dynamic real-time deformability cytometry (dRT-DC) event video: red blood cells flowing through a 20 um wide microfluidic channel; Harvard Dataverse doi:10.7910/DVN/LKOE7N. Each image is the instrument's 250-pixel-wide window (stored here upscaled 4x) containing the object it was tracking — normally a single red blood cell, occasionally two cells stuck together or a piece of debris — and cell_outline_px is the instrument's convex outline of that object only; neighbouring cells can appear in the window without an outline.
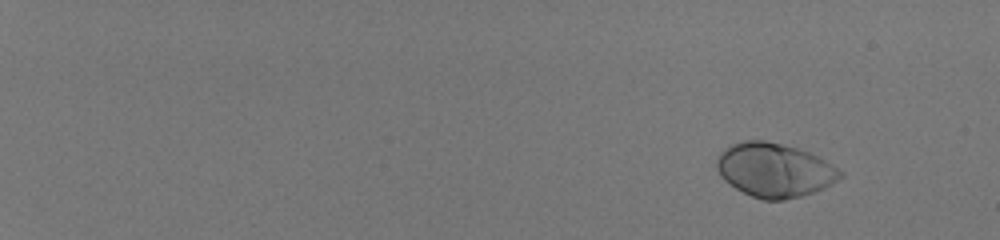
{"species": "human", "species_latin": "Homo sapiens", "temperature_condition": "room temperature", "stored_images_in_passage": 51, "camera_frame_rate_fps": 3000, "um_per_image_px": 0.085, "donor": {"sex": "male"}, "frame": {"image": 1, "passage_image": 1, "time_ms": 0.0, "image_size_px": [1000, 240], "cell_outline_px": [[844, 176], [832, 184], [824, 188], [800, 196], [784, 200], [764, 200], [752, 196], [736, 188], [724, 180], [720, 176], [716, 168], [716, 160], [720, 152], [732, 144], [744, 140], [764, 140], [796, 148], [808, 152], [824, 160], [844, 172]], "centroid_in_image_um": [65.82, 14.46], "position_along_channel_um": 19.2, "area_um2": 38.67}}
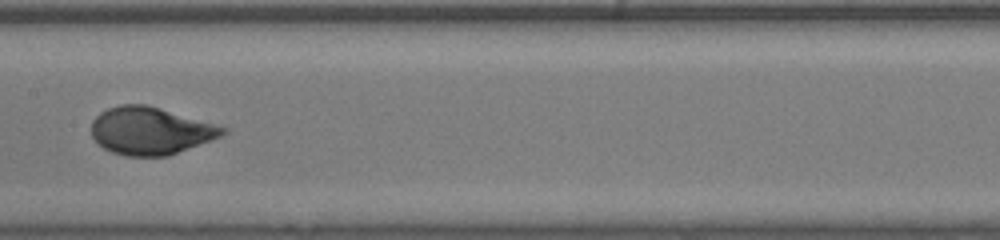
{"frame": {"image": 2, "passage_image": 30, "time_ms": 9.667, "image_size_px": [1000, 240], "cell_outline_px": [[228, 132], [220, 136], [168, 156], [124, 156], [112, 152], [104, 148], [92, 136], [92, 120], [100, 112], [108, 108], [120, 104], [144, 104], [160, 108], [228, 128]], "centroid_in_image_um": [12.76, 11.12], "position_along_channel_um": 194.6, "area_um2": 36.01}}
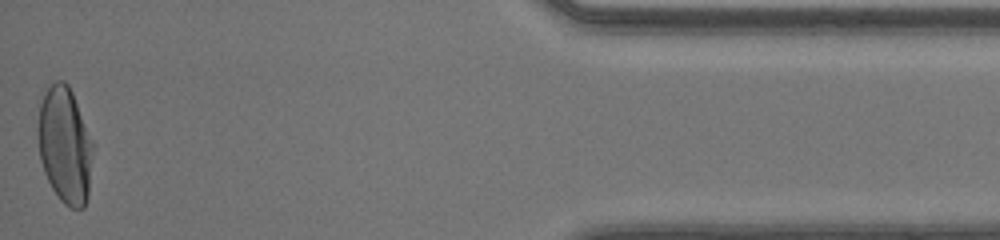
{"frame": {"image": 3, "passage_image": 51, "time_ms": 16.667, "image_size_px": [1000, 240], "cell_outline_px": [[92, 148], [88, 196], [84, 208], [72, 208], [64, 204], [60, 200], [52, 188], [44, 172], [40, 160], [36, 136], [36, 128], [40, 104], [44, 92], [56, 80], [64, 80], [68, 84], [72, 92], [92, 144]], "centroid_in_image_um": [5.46, 12.34], "position_along_channel_um": 429.7, "area_um2": 37.05}, "authors_computed_cell_mechanics": {"area_um2": 36.414, "velocity_mm_per_s": 4.0855, "shape_relaxation_time_tau1_ms": 2.7101, "shape_relaxation_time_tau2_ms": null, "deformation_change_tau1": 0.172, "deformation_change_tau2": null}}